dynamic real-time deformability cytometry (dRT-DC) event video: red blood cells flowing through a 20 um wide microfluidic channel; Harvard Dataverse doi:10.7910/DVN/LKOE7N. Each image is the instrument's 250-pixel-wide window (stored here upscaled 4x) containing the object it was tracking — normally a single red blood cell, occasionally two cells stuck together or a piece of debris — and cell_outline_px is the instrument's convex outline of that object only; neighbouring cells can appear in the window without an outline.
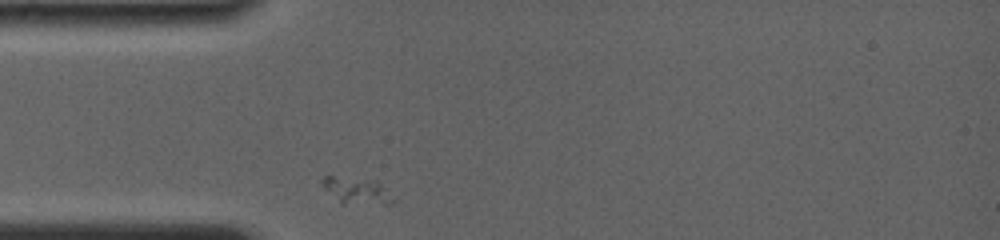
{"species": "common noctule bat (a hibernating species)", "species_latin": "Nyctalus noctula", "temperature_condition": "room temperature", "stored_images_in_passage": 38, "camera_frame_rate_fps": 4000, "um_per_image_px": 0.085, "animal": {"sex": "female", "body_mass_g": 19.0, "forearm_length_mm": 56.7}, "frame": {"image": 1, "passage_image": 1, "time_ms": 0.0, "image_size_px": [1000, 240], "cell_outline_px": [[396, 200], [392, 204], [340, 204], [324, 188], [320, 180], [324, 176], [332, 176], [380, 180]], "centroid_in_image_um": [30.37, 16.21], "position_along_channel_um": 54.6, "area_um2": 11.44}}
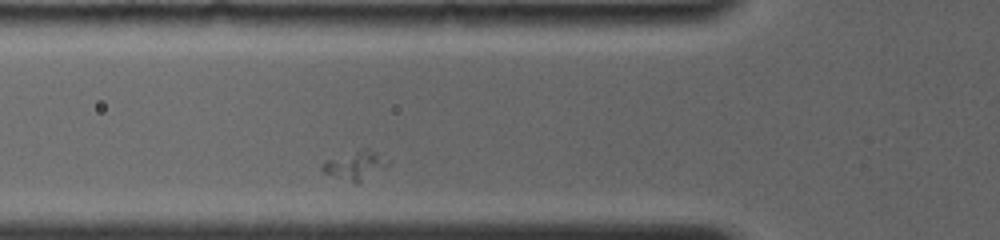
{"frame": {"image": 2, "passage_image": 6, "time_ms": 1.25, "image_size_px": [1000, 240], "cell_outline_px": [[392, 160], [388, 164], [356, 184], [324, 172], [320, 168], [324, 160], [360, 148], [368, 148]], "centroid_in_image_um": [30.18, 14.0], "position_along_channel_um": 95.6, "area_um2": 10.92}}